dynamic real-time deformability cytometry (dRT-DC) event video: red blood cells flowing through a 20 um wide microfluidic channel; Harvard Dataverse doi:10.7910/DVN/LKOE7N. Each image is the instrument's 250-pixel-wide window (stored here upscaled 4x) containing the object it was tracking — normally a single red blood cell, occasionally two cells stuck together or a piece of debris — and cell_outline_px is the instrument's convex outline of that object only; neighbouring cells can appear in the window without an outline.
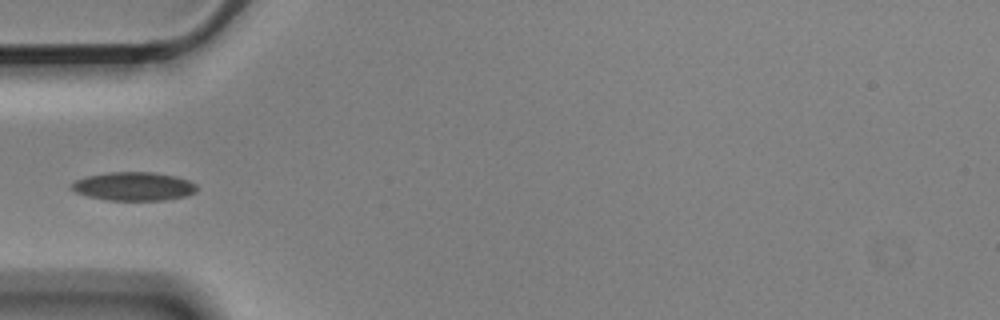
{"species": "Egyptian fruit bat (a non-hibernating species)", "species_latin": "Rousettus aegyptiacus", "temperature_condition": "cold", "stored_images_in_passage": 3, "camera_frame_rate_fps": 3000, "um_per_image_px": 0.085, "animal": {"sex": "male"}, "frame": {"image": 1, "passage_image": 3, "time_ms": 0.667, "image_size_px": [1000, 320], "cell_outline_px": [[196, 192], [184, 196], [164, 200], [108, 200], [88, 196], [76, 192], [72, 188], [72, 184], [76, 180], [88, 176], [108, 172], [152, 172], [176, 176], [188, 180], [196, 184]], "centroid_in_image_um": [11.39, 15.83], "position_along_channel_um": 73.6, "area_um2": 20.63}}